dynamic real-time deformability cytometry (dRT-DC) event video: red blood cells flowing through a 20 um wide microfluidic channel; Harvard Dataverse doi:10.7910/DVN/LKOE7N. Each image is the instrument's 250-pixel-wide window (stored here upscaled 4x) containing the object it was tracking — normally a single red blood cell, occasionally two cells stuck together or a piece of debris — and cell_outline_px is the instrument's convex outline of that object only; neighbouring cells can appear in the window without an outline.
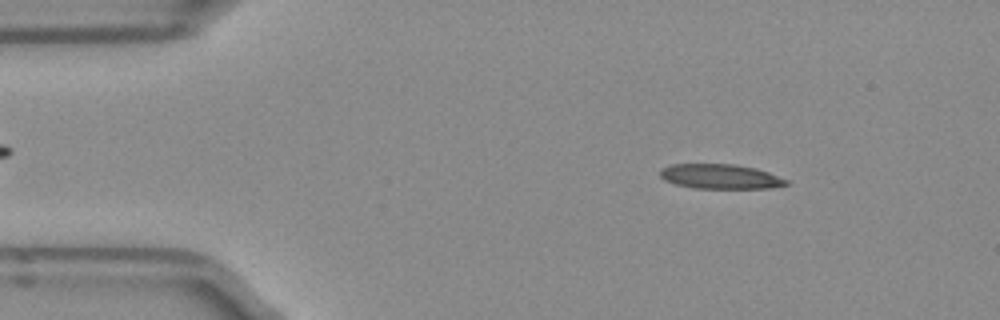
{"species": "Egyptian fruit bat (a non-hibernating species)", "species_latin": "Rousettus aegyptiacus", "temperature_condition": "room temperature", "stored_images_in_passage": 49, "camera_frame_rate_fps": 3000, "um_per_image_px": 0.085, "frame": {"image": 1, "passage_image": 6, "time_ms": 1.667, "image_size_px": [1000, 320], "cell_outline_px": [[788, 184], [768, 188], [692, 188], [676, 184], [664, 180], [660, 176], [660, 168], [672, 164], [736, 164], [756, 168], [768, 172], [788, 180]], "centroid_in_image_um": [61.2, 14.99], "position_along_channel_um": 23.8, "area_um2": 18.15}}
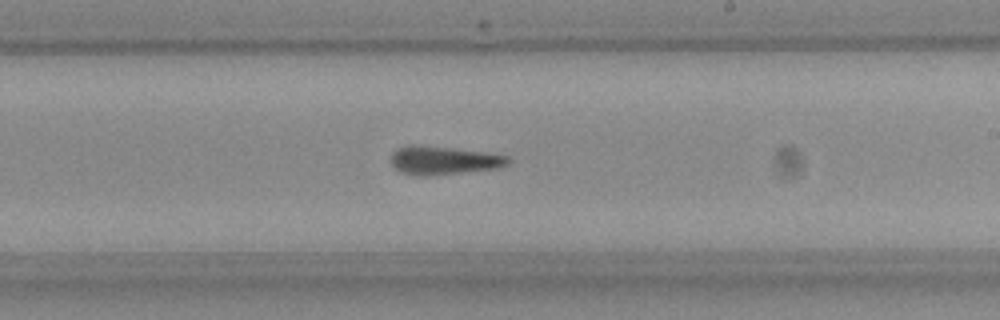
{"frame": {"image": 2, "passage_image": 28, "time_ms": 9.0, "image_size_px": [1000, 320], "cell_outline_px": [[512, 160], [508, 164], [496, 168], [456, 172], [400, 172], [392, 164], [392, 152], [396, 148], [408, 144], [420, 144], [484, 152], [508, 156]], "centroid_in_image_um": [37.73, 13.55], "position_along_channel_um": 251.3, "area_um2": 18.32}}
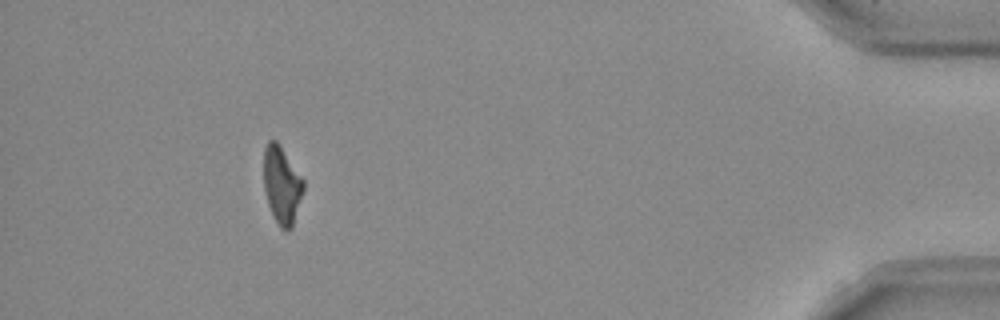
{"frame": {"image": 3, "passage_image": 45, "time_ms": 14.667, "image_size_px": [1000, 320], "cell_outline_px": [[304, 188], [292, 228], [280, 228], [268, 204], [264, 188], [264, 148], [268, 140], [276, 140], [304, 180]], "centroid_in_image_um": [23.95, 15.7], "position_along_channel_um": 411.3, "area_um2": 17.57}, "authors_computed_cell_mechanics": {"area_um2": 18.5538, "velocity_mm_per_s": 3.9701, "shape_relaxation_time_tau1_ms": 6.3252, "shape_relaxation_time_tau2_ms": 5.7083, "deformation_change_tau1": 0.2166, "deformation_change_tau2": 0.1762}}